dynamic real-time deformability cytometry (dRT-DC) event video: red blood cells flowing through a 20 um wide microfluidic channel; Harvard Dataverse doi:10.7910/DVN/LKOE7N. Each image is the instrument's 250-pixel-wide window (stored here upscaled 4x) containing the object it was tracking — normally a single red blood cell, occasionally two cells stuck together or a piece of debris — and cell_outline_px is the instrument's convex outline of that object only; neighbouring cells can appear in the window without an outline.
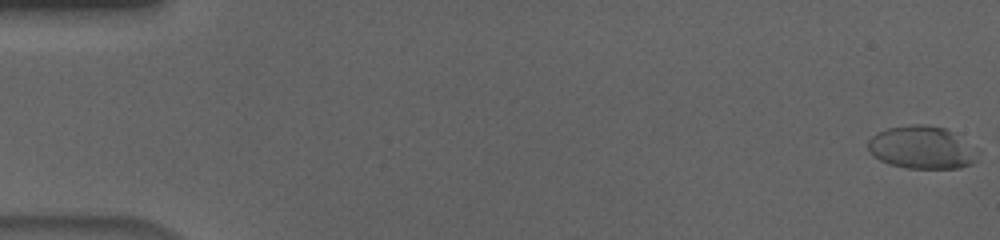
{"species": "human", "species_latin": "Homo sapiens", "temperature_condition": "cold", "stored_images_in_passage": 57, "camera_frame_rate_fps": 3000, "um_per_image_px": 0.085, "donor": {"sex": "male"}, "frame": {"image": 1, "passage_image": 1, "time_ms": 0.0, "image_size_px": [1000, 240], "cell_outline_px": [[976, 160], [972, 164], [960, 168], [908, 168], [888, 164], [872, 156], [868, 148], [868, 140], [876, 132], [888, 128], [912, 124], [920, 124], [944, 128], [976, 152]], "centroid_in_image_um": [78.24, 12.56], "position_along_channel_um": 6.8, "area_um2": 26.7}}
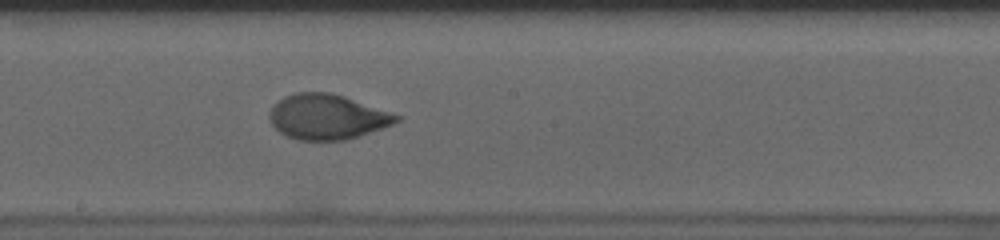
{"frame": {"image": 2, "passage_image": 32, "time_ms": 10.333, "image_size_px": [1000, 240], "cell_outline_px": [[404, 116], [400, 120], [392, 124], [344, 140], [296, 140], [280, 132], [272, 124], [268, 116], [272, 108], [284, 96], [296, 92], [328, 92], [344, 96]], "centroid_in_image_um": [27.82, 9.92], "position_along_channel_um": 220.4, "area_um2": 33.06}}
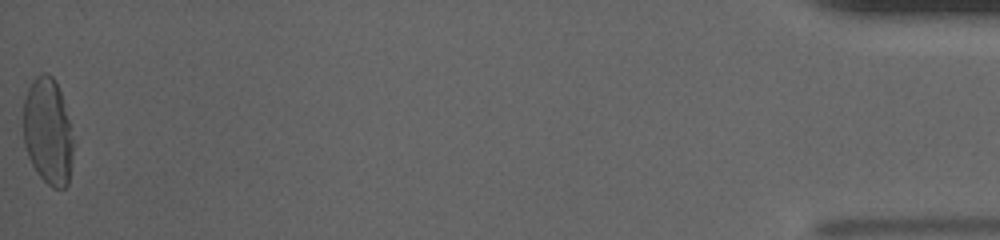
{"frame": {"image": 3, "passage_image": 57, "time_ms": 18.667, "image_size_px": [1000, 240], "cell_outline_px": [[72, 152], [68, 184], [64, 188], [52, 188], [36, 172], [28, 156], [24, 144], [24, 100], [28, 88], [32, 80], [36, 76], [44, 72], [48, 72], [56, 80], [60, 92], [68, 120], [72, 140]], "centroid_in_image_um": [4.05, 11.16], "position_along_channel_um": 431.2, "area_um2": 30.63}, "authors_computed_cell_mechanics": {"area_um2": 32.1946, "velocity_mm_per_s": 3.6766, "shape_relaxation_time_tau1_ms": 4.4371, "shape_relaxation_time_tau2_ms": 0.936, "deformation_change_tau1": 0.1889, "deformation_change_tau2": 0.0511}}